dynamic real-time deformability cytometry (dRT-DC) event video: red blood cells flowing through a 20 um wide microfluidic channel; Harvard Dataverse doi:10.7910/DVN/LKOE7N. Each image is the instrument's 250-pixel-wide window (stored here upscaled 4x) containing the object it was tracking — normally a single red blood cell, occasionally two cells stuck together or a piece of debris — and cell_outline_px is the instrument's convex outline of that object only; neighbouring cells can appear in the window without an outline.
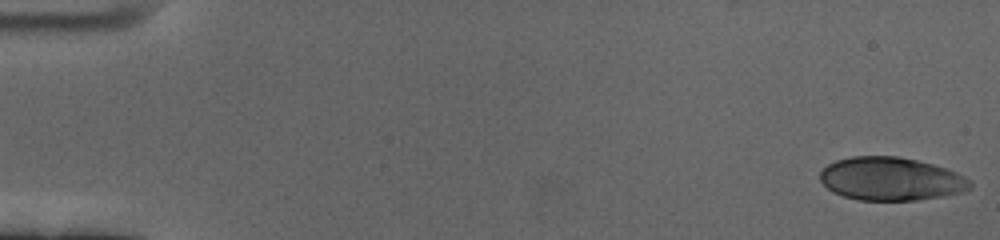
{"species": "human", "species_latin": "Homo sapiens", "temperature_condition": "cold", "stored_images_in_passage": 59, "camera_frame_rate_fps": 3000, "um_per_image_px": 0.085, "donor": {"sex": "female"}, "frame": {"image": 1, "passage_image": 1, "time_ms": 0.0, "image_size_px": [1000, 240], "cell_outline_px": [[972, 188], [964, 192], [916, 200], [860, 200], [844, 196], [832, 192], [820, 180], [820, 172], [828, 164], [836, 160], [852, 156], [896, 156], [916, 160], [932, 164], [956, 172], [972, 180]], "centroid_in_image_um": [75.74, 15.2], "position_along_channel_um": 9.3, "area_um2": 37.74}}
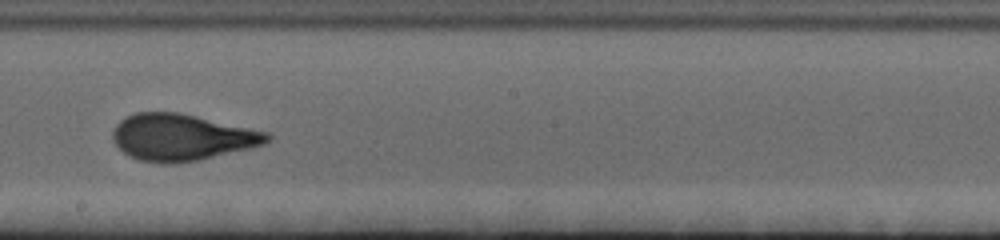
{"frame": {"image": 2, "passage_image": 34, "time_ms": 11.0, "image_size_px": [1000, 240], "cell_outline_px": [[272, 140], [264, 144], [248, 148], [196, 160], [172, 164], [160, 164], [140, 160], [128, 156], [112, 140], [112, 132], [116, 124], [120, 120], [136, 112], [176, 112], [196, 116], [268, 132], [272, 136]], "centroid_in_image_um": [15.42, 11.67], "position_along_channel_um": 232.8, "area_um2": 41.62}}
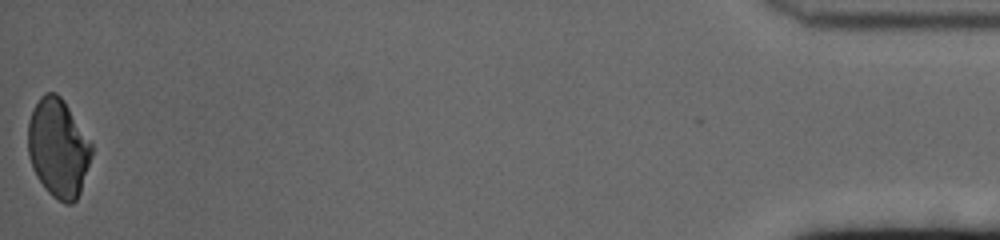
{"frame": {"image": 3, "passage_image": 59, "time_ms": 19.333, "image_size_px": [1000, 240], "cell_outline_px": [[92, 156], [80, 192], [76, 200], [72, 204], [64, 204], [52, 196], [44, 188], [36, 176], [32, 168], [28, 156], [28, 120], [40, 96], [44, 92], [56, 92], [64, 100], [92, 144]], "centroid_in_image_um": [4.94, 12.59], "position_along_channel_um": 430.3, "area_um2": 36.7}, "authors_computed_cell_mechanics": {"area_um2": 40.1132, "velocity_mm_per_s": 3.425, "shape_relaxation_time_tau1_ms": 4.2963, "shape_relaxation_time_tau2_ms": 0.7929, "deformation_change_tau1": 0.1589, "deformation_change_tau2": 0.0606}}